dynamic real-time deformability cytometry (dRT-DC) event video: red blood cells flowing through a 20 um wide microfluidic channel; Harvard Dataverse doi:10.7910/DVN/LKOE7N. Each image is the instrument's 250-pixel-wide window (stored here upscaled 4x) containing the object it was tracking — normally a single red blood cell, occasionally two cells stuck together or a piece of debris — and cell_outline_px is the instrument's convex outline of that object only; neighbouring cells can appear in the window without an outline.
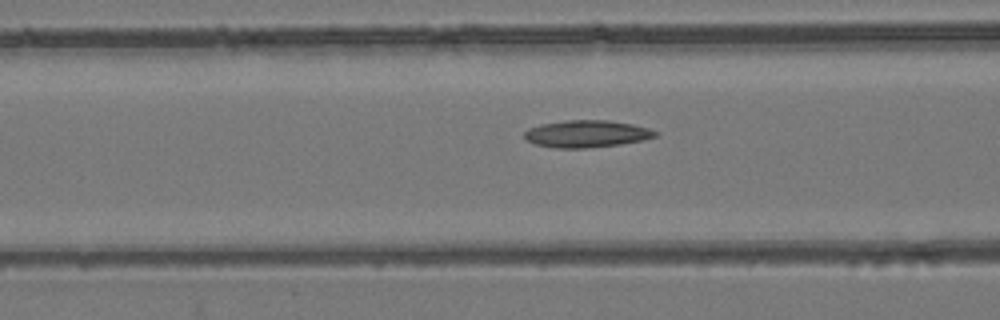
{"species": "common noctule bat (a hibernating species)", "species_latin": "Nyctalus noctula", "temperature_condition": "room temperature", "stored_images_in_passage": 53, "camera_frame_rate_fps": 3000, "um_per_image_px": 0.085, "animal": {"sex": "female", "body_mass_g": 24.6, "forearm_length_mm": 56.2}, "frame": {"image": 1, "passage_image": 21, "time_ms": 6.667, "image_size_px": [1000, 320], "cell_outline_px": [[660, 132], [656, 136], [644, 140], [620, 144], [584, 148], [556, 148], [536, 144], [528, 140], [524, 136], [524, 132], [528, 128], [540, 124], [568, 120], [608, 120], [632, 124], [648, 128]], "centroid_in_image_um": [49.88, 11.37], "position_along_channel_um": 116.7, "area_um2": 20.63}}
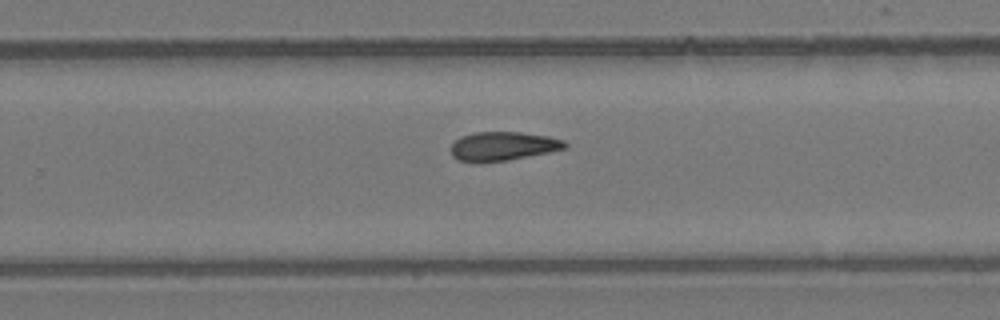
{"frame": {"image": 2, "passage_image": 34, "time_ms": 11.0, "image_size_px": [1000, 320], "cell_outline_px": [[568, 148], [508, 160], [480, 164], [476, 164], [456, 160], [452, 156], [452, 144], [460, 136], [472, 132], [520, 132], [548, 136], [564, 140], [568, 144]], "centroid_in_image_um": [42.71, 12.44], "position_along_channel_um": 287.1, "area_um2": 19.59}}
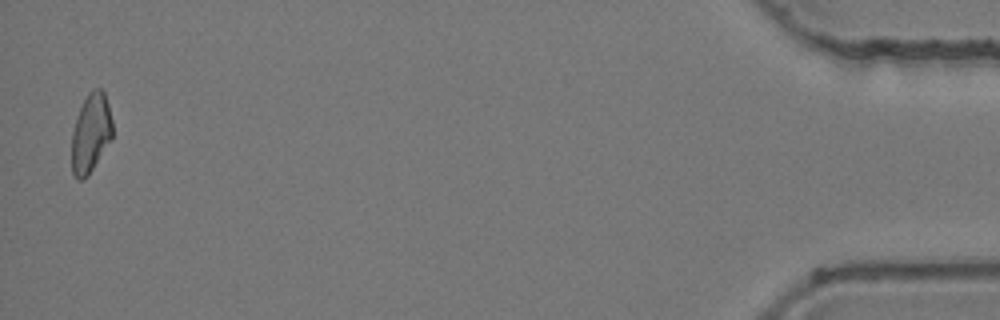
{"frame": {"image": 3, "passage_image": 52, "time_ms": 17.0, "image_size_px": [1000, 320], "cell_outline_px": [[112, 136], [88, 176], [80, 180], [76, 180], [72, 176], [72, 132], [80, 108], [88, 92], [92, 88], [100, 88], [104, 92], [108, 104], [112, 120]], "centroid_in_image_um": [7.7, 11.32], "position_along_channel_um": 427.5, "area_um2": 18.61}}